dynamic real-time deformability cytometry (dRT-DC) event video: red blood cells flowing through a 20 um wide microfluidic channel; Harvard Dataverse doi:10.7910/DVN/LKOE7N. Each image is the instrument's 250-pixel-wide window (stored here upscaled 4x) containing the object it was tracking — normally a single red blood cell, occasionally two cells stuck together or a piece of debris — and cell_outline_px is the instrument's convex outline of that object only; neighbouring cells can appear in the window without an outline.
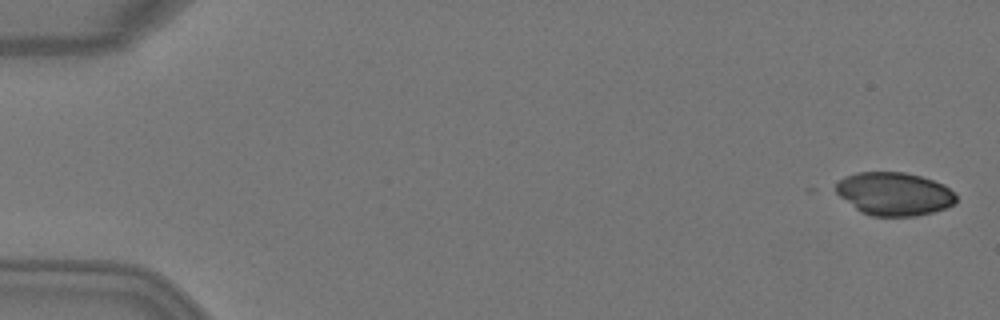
{"species": "Egyptian fruit bat (a non-hibernating species)", "species_latin": "Rousettus aegyptiacus", "temperature_condition": "warm", "stored_images_in_passage": 5, "segment_of_instrument_passage": [1, 2], "camera_frame_rate_fps": 3000, "um_per_image_px": 0.085, "animal": {"sex": "female"}, "frame": {"image": 1, "passage_image": 1, "time_ms": 0.0, "image_size_px": [1000, 320], "cell_outline_px": [[956, 204], [932, 212], [916, 216], [872, 216], [860, 212], [828, 188], [844, 176], [856, 172], [904, 172], [920, 176], [944, 184], [956, 196]], "centroid_in_image_um": [75.91, 16.47], "position_along_channel_um": 9.1, "area_um2": 30.69}}